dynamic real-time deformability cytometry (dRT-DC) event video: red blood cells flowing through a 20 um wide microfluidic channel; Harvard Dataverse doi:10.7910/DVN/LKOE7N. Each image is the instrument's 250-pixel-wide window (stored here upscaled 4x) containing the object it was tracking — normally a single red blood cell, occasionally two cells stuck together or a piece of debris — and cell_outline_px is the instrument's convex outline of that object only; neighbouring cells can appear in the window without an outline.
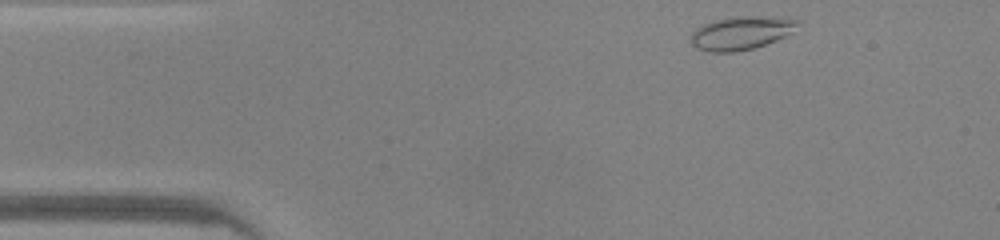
{"species": "common noctule bat (a hibernating species)", "species_latin": "Nyctalus noctula", "temperature_condition": "warm", "stored_images_in_passage": 35, "camera_frame_rate_fps": 3000, "um_per_image_px": 0.085, "animal": {"sex": "male", "body_mass_g": 20.0, "forearm_length_mm": 53.3}, "frame": {"image": 1, "passage_image": 1, "time_ms": 0.0, "image_size_px": [1000, 240], "cell_outline_px": [[800, 20], [792, 32], [776, 40], [752, 48], [736, 52], [712, 52], [696, 48], [692, 44], [692, 32], [696, 28], [704, 24], [716, 20], [732, 16], [780, 16]], "centroid_in_image_um": [63.01, 2.78], "position_along_channel_um": 22.0, "area_um2": 20.69}}
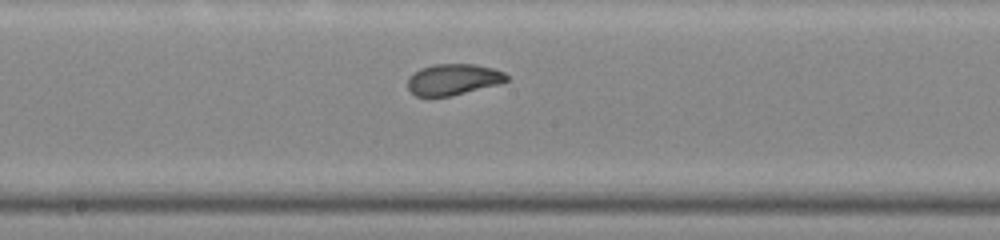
{"frame": {"image": 2, "passage_image": 19, "time_ms": 6.0, "image_size_px": [1000, 240], "cell_outline_px": [[508, 80], [500, 84], [452, 96], [416, 96], [408, 88], [408, 76], [412, 72], [420, 68], [436, 64], [476, 64], [492, 68], [504, 72], [508, 76]], "centroid_in_image_um": [38.53, 6.75], "position_along_channel_um": 209.7, "area_um2": 18.09}}
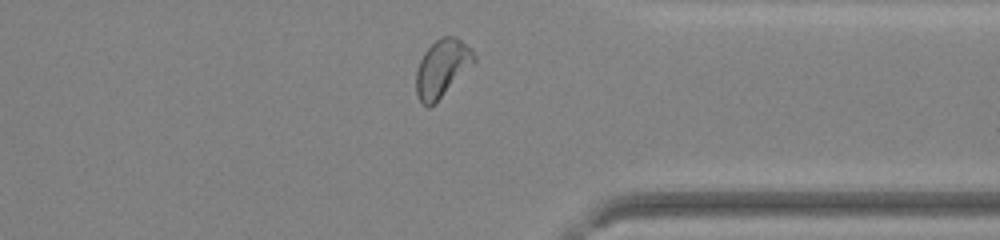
{"frame": {"image": 3, "passage_image": 31, "time_ms": 10.0, "image_size_px": [1000, 240], "cell_outline_px": [[476, 64], [436, 104], [428, 108], [420, 100], [416, 92], [416, 68], [424, 52], [440, 36], [456, 36], [472, 48], [476, 56]], "centroid_in_image_um": [37.63, 5.81], "position_along_channel_um": 373.8, "area_um2": 20.11}, "authors_computed_cell_mechanics": {"area_um2": 18.6116, "velocity_mm_per_s": 4.2636, "shape_relaxation_time_tau1_ms": 3.874, "shape_relaxation_time_tau2_ms": 0.6822, "deformation_change_tau1": 0.1337, "deformation_change_tau2": 0.0449}}